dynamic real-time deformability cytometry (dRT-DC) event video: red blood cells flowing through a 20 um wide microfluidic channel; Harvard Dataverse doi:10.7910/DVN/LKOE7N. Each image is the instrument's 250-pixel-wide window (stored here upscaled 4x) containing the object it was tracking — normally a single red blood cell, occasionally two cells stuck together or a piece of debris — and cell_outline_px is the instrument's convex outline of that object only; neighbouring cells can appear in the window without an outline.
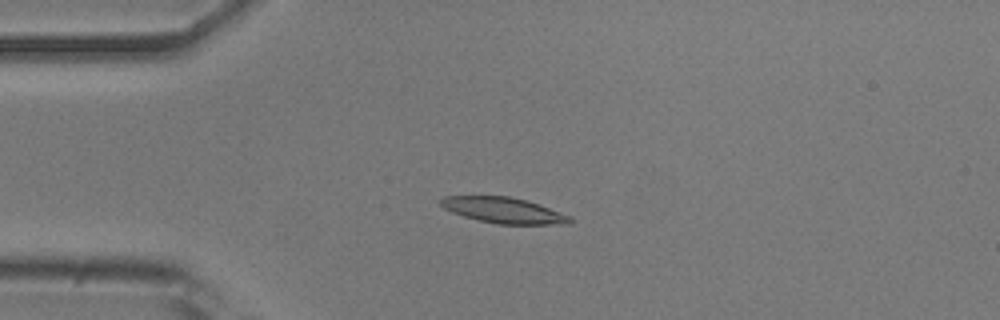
{"species": "common noctule bat (a hibernating species)", "species_latin": "Nyctalus noctula", "temperature_condition": "room temperature", "stored_images_in_passage": 41, "camera_frame_rate_fps": 3000, "um_per_image_px": 0.085, "animal": {"sex": "male", "body_mass_g": 20.5, "forearm_length_mm": 52.5}, "frame": {"image": 1, "passage_image": 2, "time_ms": 0.333, "image_size_px": [1000, 320], "cell_outline_px": [[572, 224], [496, 224], [464, 216], [452, 212], [444, 208], [440, 204], [440, 200], [444, 196], [508, 196], [524, 200], [572, 216]], "centroid_in_image_um": [42.81, 17.88], "position_along_channel_um": 42.2, "area_um2": 19.13}}
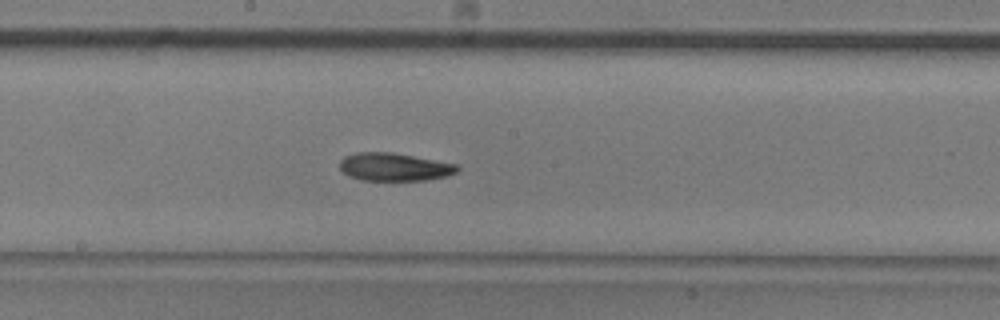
{"frame": {"image": 2, "passage_image": 17, "time_ms": 5.333, "image_size_px": [1000, 320], "cell_outline_px": [[460, 168], [456, 172], [448, 176], [424, 180], [364, 180], [348, 176], [340, 168], [340, 160], [344, 156], [360, 152], [392, 152], [456, 164]], "centroid_in_image_um": [33.51, 14.19], "position_along_channel_um": 214.7, "area_um2": 19.02}}
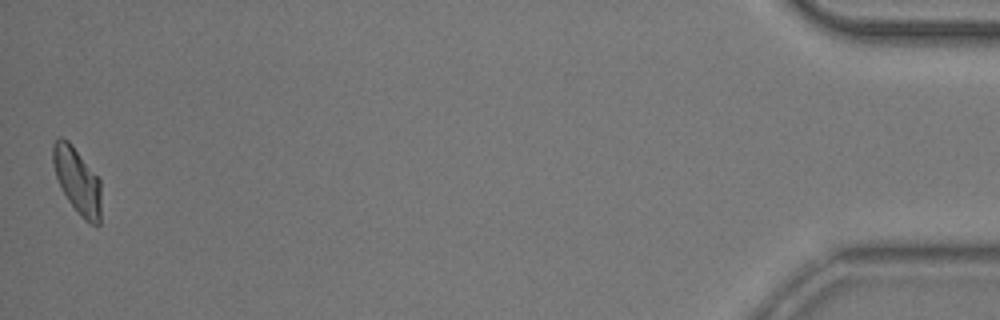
{"frame": {"image": 3, "passage_image": 41, "time_ms": 13.333, "image_size_px": [1000, 320], "cell_outline_px": [[100, 224], [88, 224], [80, 216], [68, 200], [56, 176], [52, 160], [52, 144], [60, 136], [68, 140], [72, 144], [100, 180]], "centroid_in_image_um": [6.56, 15.35], "position_along_channel_um": 428.6, "area_um2": 18.38}, "authors_computed_cell_mechanics": {"area_um2": 19.074, "velocity_mm_per_s": 3.8618, "shape_relaxation_time_tau1_ms": 4.3224, "shape_relaxation_time_tau2_ms": null, "deformation_change_tau1": 0.1395, "deformation_change_tau2": null}}